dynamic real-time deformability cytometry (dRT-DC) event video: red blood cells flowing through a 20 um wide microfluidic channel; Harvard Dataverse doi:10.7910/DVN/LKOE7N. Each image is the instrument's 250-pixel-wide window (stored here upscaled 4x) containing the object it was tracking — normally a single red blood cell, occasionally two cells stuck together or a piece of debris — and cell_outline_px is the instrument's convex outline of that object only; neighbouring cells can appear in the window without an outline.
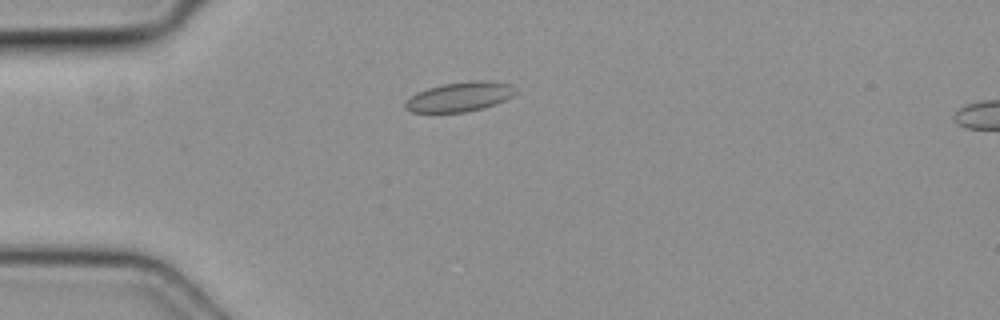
{"species": "common noctule bat (a hibernating species)", "species_latin": "Nyctalus noctula", "temperature_condition": "cold", "stored_images_in_passage": 3, "camera_frame_rate_fps": 3000, "um_per_image_px": 0.085, "animal": {"sex": "female", "body_mass_g": 19.3, "forearm_length_mm": 54.1}, "frame": {"image": 1, "passage_image": 1, "time_ms": 0.0, "image_size_px": [1000, 320], "cell_outline_px": [[516, 92], [512, 96], [496, 104], [484, 108], [464, 112], [412, 112], [404, 108], [404, 104], [416, 92], [440, 84], [472, 80], [484, 80], [512, 84], [516, 88]], "centroid_in_image_um": [39.09, 8.21], "position_along_channel_um": 45.9, "area_um2": 19.07}}